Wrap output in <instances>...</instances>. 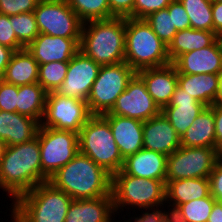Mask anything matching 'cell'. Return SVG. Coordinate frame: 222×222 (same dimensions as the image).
Wrapping results in <instances>:
<instances>
[{
  "instance_id": "277c9868",
  "label": "cell",
  "mask_w": 222,
  "mask_h": 222,
  "mask_svg": "<svg viewBox=\"0 0 222 222\" xmlns=\"http://www.w3.org/2000/svg\"><path fill=\"white\" fill-rule=\"evenodd\" d=\"M72 198L49 181L20 195L11 207L12 222H65ZM13 204V205H12Z\"/></svg>"
},
{
  "instance_id": "30bf717a",
  "label": "cell",
  "mask_w": 222,
  "mask_h": 222,
  "mask_svg": "<svg viewBox=\"0 0 222 222\" xmlns=\"http://www.w3.org/2000/svg\"><path fill=\"white\" fill-rule=\"evenodd\" d=\"M39 33L81 39L83 23L66 0H40L34 9Z\"/></svg>"
},
{
  "instance_id": "8fae6325",
  "label": "cell",
  "mask_w": 222,
  "mask_h": 222,
  "mask_svg": "<svg viewBox=\"0 0 222 222\" xmlns=\"http://www.w3.org/2000/svg\"><path fill=\"white\" fill-rule=\"evenodd\" d=\"M92 116L86 101L61 96L53 91L47 93L40 126L79 134Z\"/></svg>"
},
{
  "instance_id": "7a4b0ae2",
  "label": "cell",
  "mask_w": 222,
  "mask_h": 222,
  "mask_svg": "<svg viewBox=\"0 0 222 222\" xmlns=\"http://www.w3.org/2000/svg\"><path fill=\"white\" fill-rule=\"evenodd\" d=\"M48 181L72 199L112 196V175L80 152Z\"/></svg>"
},
{
  "instance_id": "f5cc1de1",
  "label": "cell",
  "mask_w": 222,
  "mask_h": 222,
  "mask_svg": "<svg viewBox=\"0 0 222 222\" xmlns=\"http://www.w3.org/2000/svg\"><path fill=\"white\" fill-rule=\"evenodd\" d=\"M219 40H220V42L222 44V34L219 36Z\"/></svg>"
},
{
  "instance_id": "f1b7e54d",
  "label": "cell",
  "mask_w": 222,
  "mask_h": 222,
  "mask_svg": "<svg viewBox=\"0 0 222 222\" xmlns=\"http://www.w3.org/2000/svg\"><path fill=\"white\" fill-rule=\"evenodd\" d=\"M46 96L47 92L38 82L18 86L17 113L40 123L44 115Z\"/></svg>"
},
{
  "instance_id": "603a6c76",
  "label": "cell",
  "mask_w": 222,
  "mask_h": 222,
  "mask_svg": "<svg viewBox=\"0 0 222 222\" xmlns=\"http://www.w3.org/2000/svg\"><path fill=\"white\" fill-rule=\"evenodd\" d=\"M39 127L40 123L33 118L0 110V139L4 140L7 146L33 140Z\"/></svg>"
},
{
  "instance_id": "d6986e66",
  "label": "cell",
  "mask_w": 222,
  "mask_h": 222,
  "mask_svg": "<svg viewBox=\"0 0 222 222\" xmlns=\"http://www.w3.org/2000/svg\"><path fill=\"white\" fill-rule=\"evenodd\" d=\"M137 74L142 78L148 93L161 110L169 105L178 85L177 70L172 63L162 67L143 69Z\"/></svg>"
},
{
  "instance_id": "7402d4cb",
  "label": "cell",
  "mask_w": 222,
  "mask_h": 222,
  "mask_svg": "<svg viewBox=\"0 0 222 222\" xmlns=\"http://www.w3.org/2000/svg\"><path fill=\"white\" fill-rule=\"evenodd\" d=\"M167 158V155L143 148L126 157L121 170L135 177L166 180Z\"/></svg>"
},
{
  "instance_id": "8d00e7d4",
  "label": "cell",
  "mask_w": 222,
  "mask_h": 222,
  "mask_svg": "<svg viewBox=\"0 0 222 222\" xmlns=\"http://www.w3.org/2000/svg\"><path fill=\"white\" fill-rule=\"evenodd\" d=\"M172 1L173 0H135L133 18L145 19L151 13L167 8Z\"/></svg>"
},
{
  "instance_id": "cb8c5ba5",
  "label": "cell",
  "mask_w": 222,
  "mask_h": 222,
  "mask_svg": "<svg viewBox=\"0 0 222 222\" xmlns=\"http://www.w3.org/2000/svg\"><path fill=\"white\" fill-rule=\"evenodd\" d=\"M178 86L207 106H212L219 98V74H178Z\"/></svg>"
},
{
  "instance_id": "f35d334b",
  "label": "cell",
  "mask_w": 222,
  "mask_h": 222,
  "mask_svg": "<svg viewBox=\"0 0 222 222\" xmlns=\"http://www.w3.org/2000/svg\"><path fill=\"white\" fill-rule=\"evenodd\" d=\"M0 44L18 51L24 49L16 38L9 16L0 14Z\"/></svg>"
},
{
  "instance_id": "44dd1931",
  "label": "cell",
  "mask_w": 222,
  "mask_h": 222,
  "mask_svg": "<svg viewBox=\"0 0 222 222\" xmlns=\"http://www.w3.org/2000/svg\"><path fill=\"white\" fill-rule=\"evenodd\" d=\"M114 215L112 196L73 199L65 222H116Z\"/></svg>"
},
{
  "instance_id": "3957f363",
  "label": "cell",
  "mask_w": 222,
  "mask_h": 222,
  "mask_svg": "<svg viewBox=\"0 0 222 222\" xmlns=\"http://www.w3.org/2000/svg\"><path fill=\"white\" fill-rule=\"evenodd\" d=\"M126 17L83 23L80 51L100 65L125 62Z\"/></svg>"
},
{
  "instance_id": "4316f807",
  "label": "cell",
  "mask_w": 222,
  "mask_h": 222,
  "mask_svg": "<svg viewBox=\"0 0 222 222\" xmlns=\"http://www.w3.org/2000/svg\"><path fill=\"white\" fill-rule=\"evenodd\" d=\"M210 195L209 178H186L166 182L165 202L175 206Z\"/></svg>"
},
{
  "instance_id": "db71d44e",
  "label": "cell",
  "mask_w": 222,
  "mask_h": 222,
  "mask_svg": "<svg viewBox=\"0 0 222 222\" xmlns=\"http://www.w3.org/2000/svg\"><path fill=\"white\" fill-rule=\"evenodd\" d=\"M212 1H216V2H222V0H212Z\"/></svg>"
},
{
  "instance_id": "6da1fadb",
  "label": "cell",
  "mask_w": 222,
  "mask_h": 222,
  "mask_svg": "<svg viewBox=\"0 0 222 222\" xmlns=\"http://www.w3.org/2000/svg\"><path fill=\"white\" fill-rule=\"evenodd\" d=\"M42 183L39 139L7 146L0 161V189L11 203Z\"/></svg>"
},
{
  "instance_id": "816d5d0a",
  "label": "cell",
  "mask_w": 222,
  "mask_h": 222,
  "mask_svg": "<svg viewBox=\"0 0 222 222\" xmlns=\"http://www.w3.org/2000/svg\"><path fill=\"white\" fill-rule=\"evenodd\" d=\"M217 164L222 168V148L217 153Z\"/></svg>"
},
{
  "instance_id": "bcb514c9",
  "label": "cell",
  "mask_w": 222,
  "mask_h": 222,
  "mask_svg": "<svg viewBox=\"0 0 222 222\" xmlns=\"http://www.w3.org/2000/svg\"><path fill=\"white\" fill-rule=\"evenodd\" d=\"M14 52L15 50L10 47L0 44V80H2Z\"/></svg>"
},
{
  "instance_id": "9c48e42d",
  "label": "cell",
  "mask_w": 222,
  "mask_h": 222,
  "mask_svg": "<svg viewBox=\"0 0 222 222\" xmlns=\"http://www.w3.org/2000/svg\"><path fill=\"white\" fill-rule=\"evenodd\" d=\"M36 137L39 139L44 183L78 154V134L40 126Z\"/></svg>"
},
{
  "instance_id": "74e56055",
  "label": "cell",
  "mask_w": 222,
  "mask_h": 222,
  "mask_svg": "<svg viewBox=\"0 0 222 222\" xmlns=\"http://www.w3.org/2000/svg\"><path fill=\"white\" fill-rule=\"evenodd\" d=\"M18 86L0 80V110L17 112Z\"/></svg>"
},
{
  "instance_id": "d6a6232c",
  "label": "cell",
  "mask_w": 222,
  "mask_h": 222,
  "mask_svg": "<svg viewBox=\"0 0 222 222\" xmlns=\"http://www.w3.org/2000/svg\"><path fill=\"white\" fill-rule=\"evenodd\" d=\"M9 19L19 43L27 48L39 35L34 11L12 15L9 16Z\"/></svg>"
},
{
  "instance_id": "b9f144b4",
  "label": "cell",
  "mask_w": 222,
  "mask_h": 222,
  "mask_svg": "<svg viewBox=\"0 0 222 222\" xmlns=\"http://www.w3.org/2000/svg\"><path fill=\"white\" fill-rule=\"evenodd\" d=\"M210 194L222 203V168L216 163L209 175Z\"/></svg>"
},
{
  "instance_id": "484cf974",
  "label": "cell",
  "mask_w": 222,
  "mask_h": 222,
  "mask_svg": "<svg viewBox=\"0 0 222 222\" xmlns=\"http://www.w3.org/2000/svg\"><path fill=\"white\" fill-rule=\"evenodd\" d=\"M39 64L26 49L15 51L2 80L16 86L38 82Z\"/></svg>"
},
{
  "instance_id": "1f68e13d",
  "label": "cell",
  "mask_w": 222,
  "mask_h": 222,
  "mask_svg": "<svg viewBox=\"0 0 222 222\" xmlns=\"http://www.w3.org/2000/svg\"><path fill=\"white\" fill-rule=\"evenodd\" d=\"M69 62H50L39 65L38 83L49 93L56 91L64 81Z\"/></svg>"
},
{
  "instance_id": "9a60e30c",
  "label": "cell",
  "mask_w": 222,
  "mask_h": 222,
  "mask_svg": "<svg viewBox=\"0 0 222 222\" xmlns=\"http://www.w3.org/2000/svg\"><path fill=\"white\" fill-rule=\"evenodd\" d=\"M172 64L177 74H220L222 44L218 38L211 46L181 54Z\"/></svg>"
},
{
  "instance_id": "4dcf8cb0",
  "label": "cell",
  "mask_w": 222,
  "mask_h": 222,
  "mask_svg": "<svg viewBox=\"0 0 222 222\" xmlns=\"http://www.w3.org/2000/svg\"><path fill=\"white\" fill-rule=\"evenodd\" d=\"M82 23L109 19L108 0H66Z\"/></svg>"
},
{
  "instance_id": "8992f818",
  "label": "cell",
  "mask_w": 222,
  "mask_h": 222,
  "mask_svg": "<svg viewBox=\"0 0 222 222\" xmlns=\"http://www.w3.org/2000/svg\"><path fill=\"white\" fill-rule=\"evenodd\" d=\"M125 63L136 73L170 64L168 47L144 19L126 17Z\"/></svg>"
},
{
  "instance_id": "4fadbf2b",
  "label": "cell",
  "mask_w": 222,
  "mask_h": 222,
  "mask_svg": "<svg viewBox=\"0 0 222 222\" xmlns=\"http://www.w3.org/2000/svg\"><path fill=\"white\" fill-rule=\"evenodd\" d=\"M109 113L144 122L160 114L161 109L148 93L142 78L136 73Z\"/></svg>"
},
{
  "instance_id": "83f0119b",
  "label": "cell",
  "mask_w": 222,
  "mask_h": 222,
  "mask_svg": "<svg viewBox=\"0 0 222 222\" xmlns=\"http://www.w3.org/2000/svg\"><path fill=\"white\" fill-rule=\"evenodd\" d=\"M219 37L207 30L193 28L177 31L168 46V57L172 63L181 54L211 46Z\"/></svg>"
},
{
  "instance_id": "836d02e7",
  "label": "cell",
  "mask_w": 222,
  "mask_h": 222,
  "mask_svg": "<svg viewBox=\"0 0 222 222\" xmlns=\"http://www.w3.org/2000/svg\"><path fill=\"white\" fill-rule=\"evenodd\" d=\"M152 28L154 33L168 47L173 41L177 30L173 26L172 14H169L168 9H161L151 13L144 19Z\"/></svg>"
},
{
  "instance_id": "5bb4252c",
  "label": "cell",
  "mask_w": 222,
  "mask_h": 222,
  "mask_svg": "<svg viewBox=\"0 0 222 222\" xmlns=\"http://www.w3.org/2000/svg\"><path fill=\"white\" fill-rule=\"evenodd\" d=\"M100 67V64L79 50L70 59L66 77L55 92L61 96L87 101Z\"/></svg>"
},
{
  "instance_id": "f907efd6",
  "label": "cell",
  "mask_w": 222,
  "mask_h": 222,
  "mask_svg": "<svg viewBox=\"0 0 222 222\" xmlns=\"http://www.w3.org/2000/svg\"><path fill=\"white\" fill-rule=\"evenodd\" d=\"M6 149H7V144L5 143L4 140L0 139V161L1 158L4 156Z\"/></svg>"
},
{
  "instance_id": "7dc6e473",
  "label": "cell",
  "mask_w": 222,
  "mask_h": 222,
  "mask_svg": "<svg viewBox=\"0 0 222 222\" xmlns=\"http://www.w3.org/2000/svg\"><path fill=\"white\" fill-rule=\"evenodd\" d=\"M133 218L134 222H163L162 221V216L161 213L159 211H155V212H141V215L136 214L133 217H130V219H128L127 221L124 220V222H131L130 220Z\"/></svg>"
},
{
  "instance_id": "d4e9b609",
  "label": "cell",
  "mask_w": 222,
  "mask_h": 222,
  "mask_svg": "<svg viewBox=\"0 0 222 222\" xmlns=\"http://www.w3.org/2000/svg\"><path fill=\"white\" fill-rule=\"evenodd\" d=\"M181 146L216 148L213 105L207 106L188 127L181 138Z\"/></svg>"
},
{
  "instance_id": "60d3db41",
  "label": "cell",
  "mask_w": 222,
  "mask_h": 222,
  "mask_svg": "<svg viewBox=\"0 0 222 222\" xmlns=\"http://www.w3.org/2000/svg\"><path fill=\"white\" fill-rule=\"evenodd\" d=\"M108 2L110 7V18H133V7L135 0H108Z\"/></svg>"
},
{
  "instance_id": "5b68a950",
  "label": "cell",
  "mask_w": 222,
  "mask_h": 222,
  "mask_svg": "<svg viewBox=\"0 0 222 222\" xmlns=\"http://www.w3.org/2000/svg\"><path fill=\"white\" fill-rule=\"evenodd\" d=\"M165 190L166 180L135 177L120 170L112 175L111 184L115 216L124 212V207L128 210L141 209V212L159 211L164 206L166 208Z\"/></svg>"
},
{
  "instance_id": "d590c367",
  "label": "cell",
  "mask_w": 222,
  "mask_h": 222,
  "mask_svg": "<svg viewBox=\"0 0 222 222\" xmlns=\"http://www.w3.org/2000/svg\"><path fill=\"white\" fill-rule=\"evenodd\" d=\"M40 0H0V14L12 16L34 11Z\"/></svg>"
},
{
  "instance_id": "ba28073f",
  "label": "cell",
  "mask_w": 222,
  "mask_h": 222,
  "mask_svg": "<svg viewBox=\"0 0 222 222\" xmlns=\"http://www.w3.org/2000/svg\"><path fill=\"white\" fill-rule=\"evenodd\" d=\"M135 74L125 62L101 65L86 101L91 114L103 115L110 112Z\"/></svg>"
},
{
  "instance_id": "e575fe53",
  "label": "cell",
  "mask_w": 222,
  "mask_h": 222,
  "mask_svg": "<svg viewBox=\"0 0 222 222\" xmlns=\"http://www.w3.org/2000/svg\"><path fill=\"white\" fill-rule=\"evenodd\" d=\"M216 202L210 194L207 197L180 204L179 208L187 222H207Z\"/></svg>"
},
{
  "instance_id": "f546056e",
  "label": "cell",
  "mask_w": 222,
  "mask_h": 222,
  "mask_svg": "<svg viewBox=\"0 0 222 222\" xmlns=\"http://www.w3.org/2000/svg\"><path fill=\"white\" fill-rule=\"evenodd\" d=\"M190 19V28L213 32L212 0H179Z\"/></svg>"
},
{
  "instance_id": "e0dca14e",
  "label": "cell",
  "mask_w": 222,
  "mask_h": 222,
  "mask_svg": "<svg viewBox=\"0 0 222 222\" xmlns=\"http://www.w3.org/2000/svg\"><path fill=\"white\" fill-rule=\"evenodd\" d=\"M180 146L181 138L162 112L143 122L144 149L169 156Z\"/></svg>"
},
{
  "instance_id": "ffe728a7",
  "label": "cell",
  "mask_w": 222,
  "mask_h": 222,
  "mask_svg": "<svg viewBox=\"0 0 222 222\" xmlns=\"http://www.w3.org/2000/svg\"><path fill=\"white\" fill-rule=\"evenodd\" d=\"M101 116L109 123L123 159L143 149V121L109 112Z\"/></svg>"
},
{
  "instance_id": "681fc988",
  "label": "cell",
  "mask_w": 222,
  "mask_h": 222,
  "mask_svg": "<svg viewBox=\"0 0 222 222\" xmlns=\"http://www.w3.org/2000/svg\"><path fill=\"white\" fill-rule=\"evenodd\" d=\"M219 79H220L219 98L216 103L222 106V72L219 74Z\"/></svg>"
},
{
  "instance_id": "c3c4849f",
  "label": "cell",
  "mask_w": 222,
  "mask_h": 222,
  "mask_svg": "<svg viewBox=\"0 0 222 222\" xmlns=\"http://www.w3.org/2000/svg\"><path fill=\"white\" fill-rule=\"evenodd\" d=\"M207 222H222V203L214 204Z\"/></svg>"
},
{
  "instance_id": "7c38bea8",
  "label": "cell",
  "mask_w": 222,
  "mask_h": 222,
  "mask_svg": "<svg viewBox=\"0 0 222 222\" xmlns=\"http://www.w3.org/2000/svg\"><path fill=\"white\" fill-rule=\"evenodd\" d=\"M216 148L180 146L167 158L166 182L186 178H209L217 163Z\"/></svg>"
},
{
  "instance_id": "2e32d148",
  "label": "cell",
  "mask_w": 222,
  "mask_h": 222,
  "mask_svg": "<svg viewBox=\"0 0 222 222\" xmlns=\"http://www.w3.org/2000/svg\"><path fill=\"white\" fill-rule=\"evenodd\" d=\"M81 39H68L58 36L39 35L26 48L38 62H69L80 50Z\"/></svg>"
},
{
  "instance_id": "f6af8a7d",
  "label": "cell",
  "mask_w": 222,
  "mask_h": 222,
  "mask_svg": "<svg viewBox=\"0 0 222 222\" xmlns=\"http://www.w3.org/2000/svg\"><path fill=\"white\" fill-rule=\"evenodd\" d=\"M213 32L219 37L222 34V2L212 1Z\"/></svg>"
},
{
  "instance_id": "ee69618b",
  "label": "cell",
  "mask_w": 222,
  "mask_h": 222,
  "mask_svg": "<svg viewBox=\"0 0 222 222\" xmlns=\"http://www.w3.org/2000/svg\"><path fill=\"white\" fill-rule=\"evenodd\" d=\"M213 113L215 118V136H216V149L222 148V106L214 103Z\"/></svg>"
},
{
  "instance_id": "7bdbcfd3",
  "label": "cell",
  "mask_w": 222,
  "mask_h": 222,
  "mask_svg": "<svg viewBox=\"0 0 222 222\" xmlns=\"http://www.w3.org/2000/svg\"><path fill=\"white\" fill-rule=\"evenodd\" d=\"M167 207H168V211L162 210V209L159 210V212L161 213L163 222H187L179 206L169 204L167 205Z\"/></svg>"
},
{
  "instance_id": "ac0fdd59",
  "label": "cell",
  "mask_w": 222,
  "mask_h": 222,
  "mask_svg": "<svg viewBox=\"0 0 222 222\" xmlns=\"http://www.w3.org/2000/svg\"><path fill=\"white\" fill-rule=\"evenodd\" d=\"M206 107L207 105L198 102L177 85L169 105L161 112L182 138L188 127Z\"/></svg>"
},
{
  "instance_id": "52a82bcc",
  "label": "cell",
  "mask_w": 222,
  "mask_h": 222,
  "mask_svg": "<svg viewBox=\"0 0 222 222\" xmlns=\"http://www.w3.org/2000/svg\"><path fill=\"white\" fill-rule=\"evenodd\" d=\"M79 152L113 175L122 169L124 159L113 137L109 123L93 115L78 134Z\"/></svg>"
},
{
  "instance_id": "ab89813d",
  "label": "cell",
  "mask_w": 222,
  "mask_h": 222,
  "mask_svg": "<svg viewBox=\"0 0 222 222\" xmlns=\"http://www.w3.org/2000/svg\"><path fill=\"white\" fill-rule=\"evenodd\" d=\"M167 9L169 14H172L173 26H175L177 31L190 28V19L179 0H173L167 6Z\"/></svg>"
}]
</instances>
